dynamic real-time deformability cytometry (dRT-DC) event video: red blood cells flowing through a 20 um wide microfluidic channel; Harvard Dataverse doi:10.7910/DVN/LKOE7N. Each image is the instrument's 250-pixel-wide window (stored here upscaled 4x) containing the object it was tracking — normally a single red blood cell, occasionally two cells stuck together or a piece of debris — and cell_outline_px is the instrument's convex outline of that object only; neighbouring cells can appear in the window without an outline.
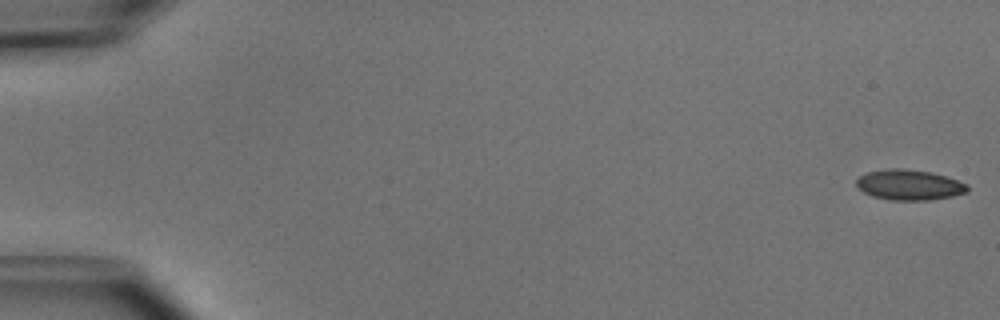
{"species": "common noctule bat (a hibernating species)", "species_latin": "Nyctalus noctula", "temperature_condition": "cold", "stored_images_in_passage": 51, "camera_frame_rate_fps": 3000, "um_per_image_px": 0.085, "animal": {"sex": "male", "body_mass_g": 15.6}, "frame": {"image": 1, "passage_image": 1, "time_ms": 0.0, "image_size_px": [1000, 320], "cell_outline_px": [[968, 192], [952, 196], [928, 200], [892, 200], [872, 196], [856, 188], [856, 180], [860, 176], [868, 172], [892, 168], [904, 168], [928, 172], [944, 176], [968, 184]], "centroid_in_image_um": [77.26, 15.72], "position_along_channel_um": 7.7, "area_um2": 19.54}}
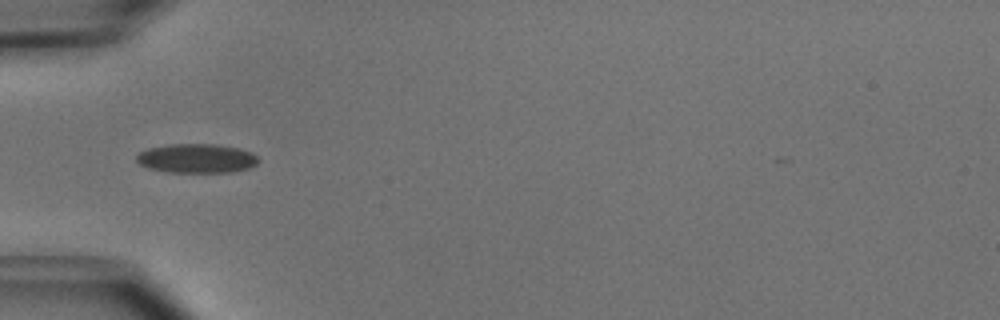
{"frame": {"image": 2, "passage_image": 17, "time_ms": 5.333, "image_size_px": [1000, 320], "cell_outline_px": [[260, 160], [256, 164], [248, 168], [232, 172], [168, 172], [148, 168], [140, 164], [136, 160], [136, 156], [140, 152], [148, 148], [172, 144], [216, 144], [240, 148], [252, 152]], "centroid_in_image_um": [16.73, 13.46], "position_along_channel_um": 68.3, "area_um2": 20.75}}
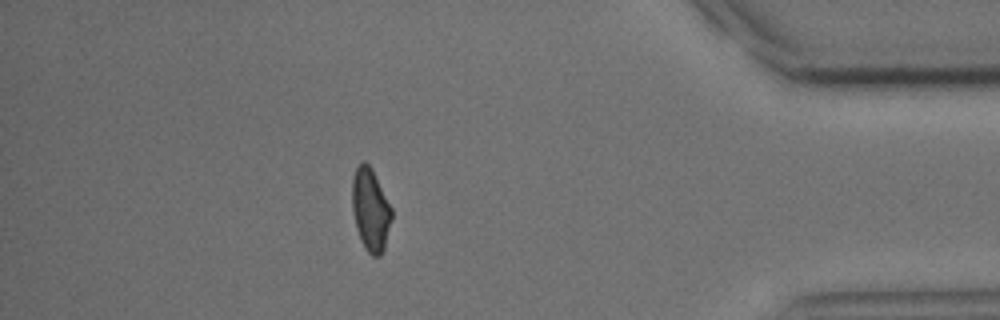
{"frame": {"image": 3, "passage_image": 45, "time_ms": 14.667, "image_size_px": [1000, 320], "cell_outline_px": [[392, 216], [384, 248], [380, 256], [372, 256], [364, 248], [360, 240], [356, 228], [352, 212], [352, 176], [356, 168], [364, 160], [372, 168], [392, 208]], "centroid_in_image_um": [31.48, 17.82], "position_along_channel_um": 403.7, "area_um2": 19.13}}